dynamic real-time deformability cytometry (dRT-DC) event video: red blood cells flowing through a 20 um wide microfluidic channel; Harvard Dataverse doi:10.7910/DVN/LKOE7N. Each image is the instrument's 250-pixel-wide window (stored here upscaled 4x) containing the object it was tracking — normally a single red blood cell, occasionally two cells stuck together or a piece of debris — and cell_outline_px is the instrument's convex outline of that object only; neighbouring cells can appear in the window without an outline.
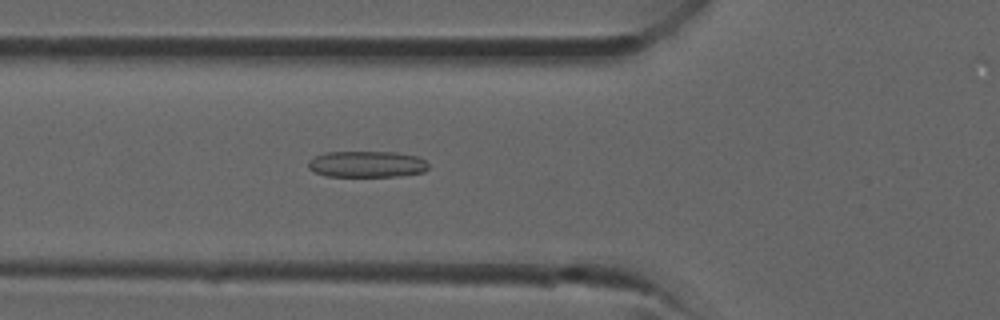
{"species": "common noctule bat (a hibernating species)", "species_latin": "Nyctalus noctula", "temperature_condition": "room temperature", "stored_images_in_passage": 30, "camera_frame_rate_fps": 3000, "um_per_image_px": 0.085, "animal": {"sex": "male", "forearm_length_mm": 52.5}, "frame": {"image": 1, "passage_image": 7, "time_ms": 2.0, "image_size_px": [1000, 320], "cell_outline_px": [[428, 168], [424, 172], [396, 176], [328, 176], [316, 172], [308, 168], [308, 160], [324, 152], [396, 152], [416, 156], [424, 160], [428, 164]], "centroid_in_image_um": [31.17, 13.95], "position_along_channel_um": 94.6, "area_um2": 18.32}}
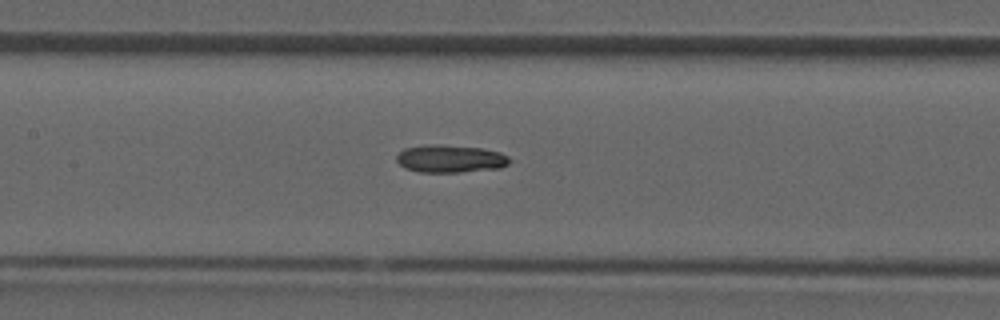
{"frame": {"image": 2, "passage_image": 11, "time_ms": 3.333, "image_size_px": [1000, 320], "cell_outline_px": [[512, 160], [508, 164], [500, 168], [460, 172], [420, 172], [404, 168], [396, 160], [396, 156], [404, 148], [424, 144], [444, 144], [480, 148], [500, 152], [508, 156]], "centroid_in_image_um": [38.27, 13.48], "position_along_channel_um": 169.1, "area_um2": 18.44}}
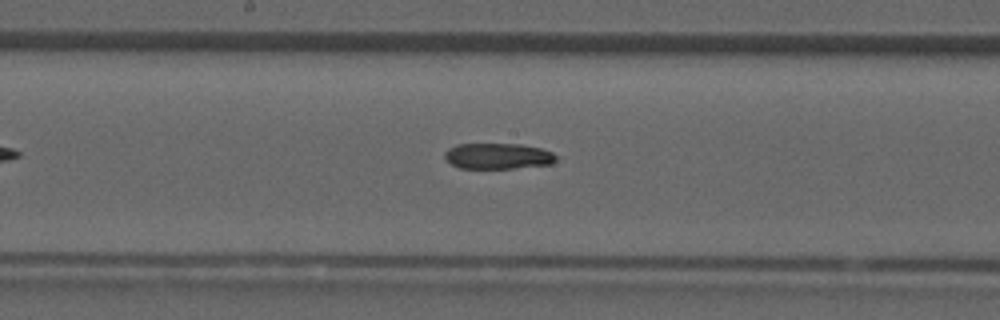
{"frame": {"image": 3, "passage_image": 13, "time_ms": 4.0, "image_size_px": [1000, 320], "cell_outline_px": [[556, 160], [552, 164], [512, 168], [460, 168], [452, 164], [444, 156], [444, 152], [448, 148], [456, 144], [520, 144], [540, 148], [552, 152], [556, 156]], "centroid_in_image_um": [42.31, 13.26], "position_along_channel_um": 205.9, "area_um2": 16.7}}